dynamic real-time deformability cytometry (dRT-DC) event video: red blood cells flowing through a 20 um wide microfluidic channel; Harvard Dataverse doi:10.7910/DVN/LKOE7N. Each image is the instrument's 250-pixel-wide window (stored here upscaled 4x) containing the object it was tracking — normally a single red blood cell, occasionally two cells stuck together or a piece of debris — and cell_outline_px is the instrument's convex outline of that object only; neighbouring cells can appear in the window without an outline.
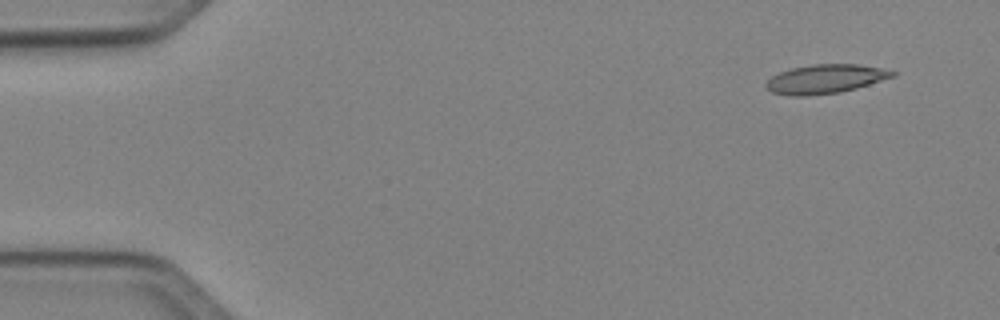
{"species": "Egyptian fruit bat (a non-hibernating species)", "species_latin": "Rousettus aegyptiacus", "temperature_condition": "cold", "stored_images_in_passage": 4, "camera_frame_rate_fps": 3000, "um_per_image_px": 0.085, "animal": {"sex": "female"}, "frame": {"image": 1, "passage_image": 1, "time_ms": 0.0, "image_size_px": [1000, 320], "cell_outline_px": [[896, 76], [856, 88], [840, 92], [804, 96], [788, 96], [772, 92], [764, 88], [764, 84], [772, 76], [780, 72], [792, 68], [812, 64], [856, 64], [880, 68], [896, 72]], "centroid_in_image_um": [70.11, 6.72], "position_along_channel_um": 14.9, "area_um2": 21.33}}
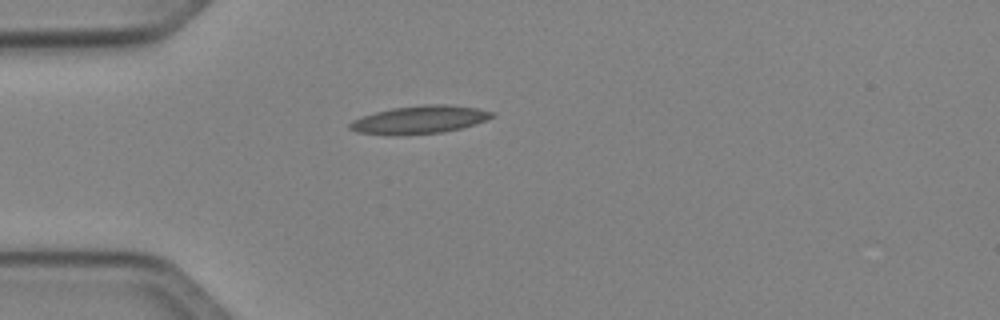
{"frame": {"image": 2, "passage_image": 3, "time_ms": 3.333, "image_size_px": [1000, 320], "cell_outline_px": [[496, 116], [460, 128], [444, 132], [356, 132], [348, 128], [348, 124], [352, 120], [376, 112], [392, 108], [424, 104], [444, 104], [476, 108], [496, 112]], "centroid_in_image_um": [35.74, 10.11], "position_along_channel_um": 49.3, "area_um2": 21.91}}